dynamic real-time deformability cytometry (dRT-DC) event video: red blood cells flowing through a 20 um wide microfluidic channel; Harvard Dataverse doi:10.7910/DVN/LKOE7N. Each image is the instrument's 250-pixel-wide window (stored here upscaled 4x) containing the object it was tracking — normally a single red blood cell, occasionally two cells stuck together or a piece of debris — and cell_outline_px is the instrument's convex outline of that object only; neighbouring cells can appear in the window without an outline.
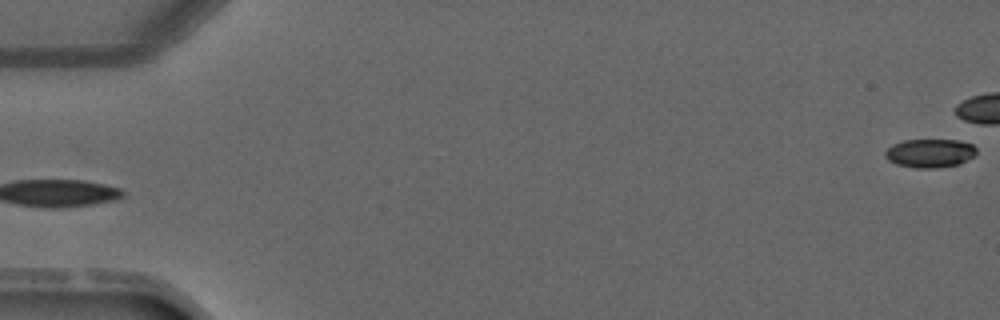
{"species": "common noctule bat (a hibernating species)", "species_latin": "Nyctalus noctula", "temperature_condition": "warm", "stored_images_in_passage": 2, "camera_frame_rate_fps": 3000, "um_per_image_px": 0.085, "animal": {"sex": "male", "forearm_length_mm": 52.5}, "frame": {"image": 1, "passage_image": 2, "time_ms": 1.333, "image_size_px": [1000, 320], "cell_outline_px": [[976, 156], [960, 164], [936, 168], [916, 168], [896, 164], [888, 160], [884, 156], [884, 152], [892, 144], [904, 140], [960, 140], [972, 144], [976, 148]], "centroid_in_image_um": [79.06, 13.02], "position_along_channel_um": 5.9, "area_um2": 15.43}}